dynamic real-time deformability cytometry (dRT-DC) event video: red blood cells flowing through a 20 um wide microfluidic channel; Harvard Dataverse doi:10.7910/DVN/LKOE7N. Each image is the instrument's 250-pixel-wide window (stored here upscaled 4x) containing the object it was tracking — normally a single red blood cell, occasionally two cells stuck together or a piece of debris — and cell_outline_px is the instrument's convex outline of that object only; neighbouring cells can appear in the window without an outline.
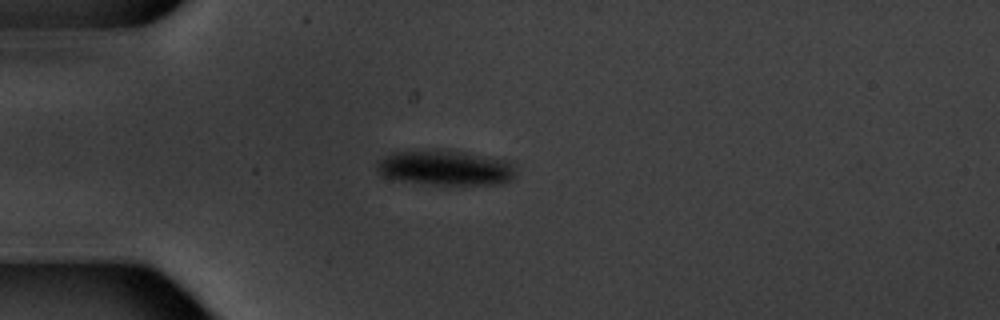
{"species": "common noctule bat (a hibernating species)", "species_latin": "Nyctalus noctula", "temperature_condition": "warm", "stored_images_in_passage": 14, "camera_frame_rate_fps": 3000, "um_per_image_px": 0.085, "animal": {"sex": "male", "body_mass_g": 20.1, "forearm_length_mm": 53.5}, "frame": {"image": 1, "passage_image": 3, "time_ms": 3.333, "image_size_px": [1000, 320], "cell_outline_px": [[516, 176], [512, 180], [500, 184], [436, 184], [400, 180], [384, 176], [376, 168], [376, 160], [392, 152], [416, 148], [448, 148], [508, 160], [512, 164], [516, 172]], "centroid_in_image_um": [37.85, 14.2], "position_along_channel_um": 47.2, "area_um2": 29.3}}
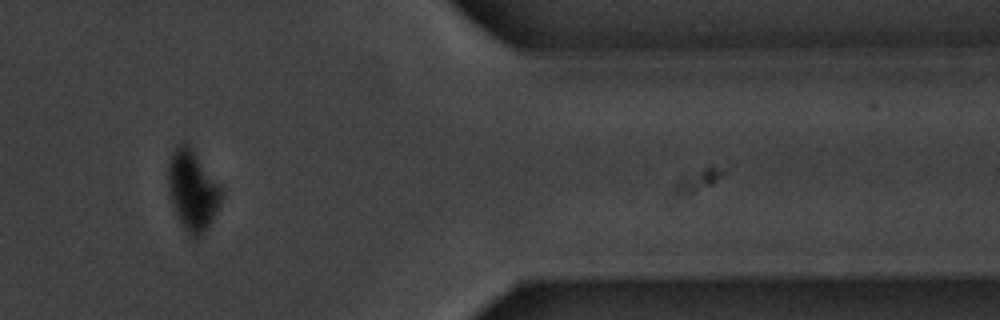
{"frame": {"image": 2, "passage_image": 12, "time_ms": 14.667, "image_size_px": [1000, 320], "cell_outline_px": [[220, 204], [208, 224], [196, 240], [188, 236], [176, 212], [168, 188], [168, 164], [172, 152], [176, 144], [184, 140], [192, 148], [220, 184]], "centroid_in_image_um": [16.34, 16.11], "position_along_channel_um": 395.1, "area_um2": 24.45}}
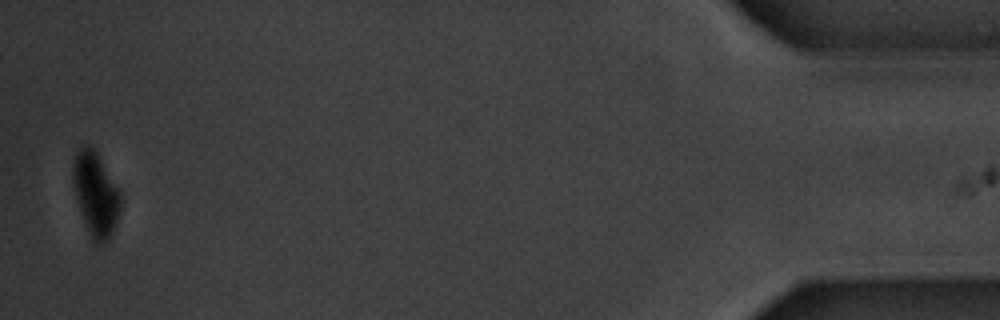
{"frame": {"image": 3, "passage_image": 14, "time_ms": 17.333, "image_size_px": [1000, 320], "cell_outline_px": [[120, 208], [112, 232], [108, 240], [96, 244], [92, 240], [80, 212], [76, 200], [72, 180], [72, 164], [80, 148], [84, 144], [88, 144], [96, 152], [120, 192]], "centroid_in_image_um": [8.1, 16.5], "position_along_channel_um": 427.1, "area_um2": 22.77}}